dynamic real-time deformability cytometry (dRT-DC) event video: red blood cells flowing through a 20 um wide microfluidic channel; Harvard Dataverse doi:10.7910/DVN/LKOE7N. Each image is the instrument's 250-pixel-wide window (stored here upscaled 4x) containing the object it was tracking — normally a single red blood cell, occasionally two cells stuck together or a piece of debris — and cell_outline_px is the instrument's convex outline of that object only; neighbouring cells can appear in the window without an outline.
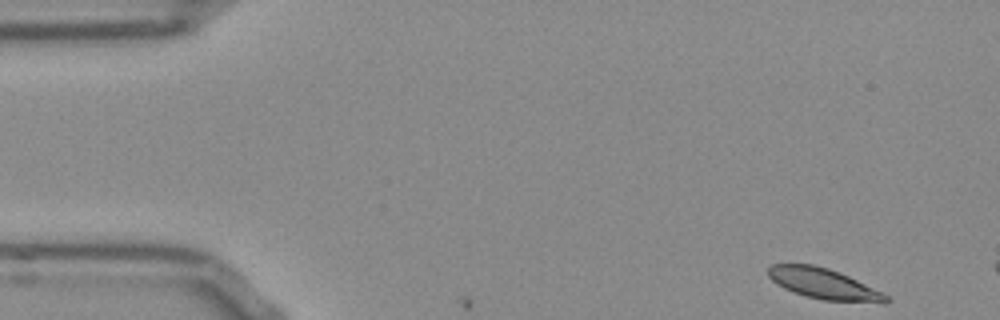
{"species": "Egyptian fruit bat (a non-hibernating species)", "species_latin": "Rousettus aegyptiacus", "temperature_condition": "room temperature", "stored_images_in_passage": 4, "camera_frame_rate_fps": 3000, "um_per_image_px": 0.085, "frame": {"image": 1, "passage_image": 1, "time_ms": 0.0, "image_size_px": [1000, 320], "cell_outline_px": [[892, 300], [888, 304], [884, 304], [820, 300], [804, 296], [792, 292], [776, 284], [768, 276], [768, 268], [772, 264], [812, 264], [828, 268], [848, 276], [884, 292]], "centroid_in_image_um": [70.08, 24.16], "position_along_channel_um": 14.9, "area_um2": 21.56}}